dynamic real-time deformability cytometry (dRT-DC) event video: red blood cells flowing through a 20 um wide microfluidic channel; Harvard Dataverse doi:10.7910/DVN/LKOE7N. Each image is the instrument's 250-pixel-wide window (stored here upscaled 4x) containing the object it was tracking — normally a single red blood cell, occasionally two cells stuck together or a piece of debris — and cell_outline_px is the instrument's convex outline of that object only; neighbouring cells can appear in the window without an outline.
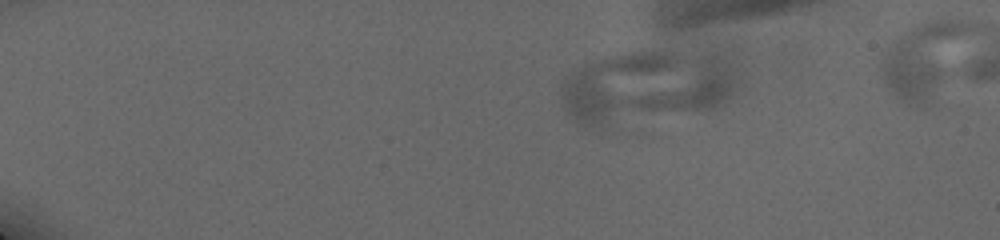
{"species": "human", "species_latin": "Homo sapiens", "temperature_condition": "cold", "stored_images_in_passage": 5, "camera_frame_rate_fps": 3000, "um_per_image_px": 0.085, "donor": {"sex": "male"}, "frame": {"image": 1, "passage_image": 1, "time_ms": 0.0, "image_size_px": [1000, 240], "cell_outline_px": [[732, 96], [724, 104], [712, 108], [604, 124], [584, 124], [576, 120], [564, 108], [560, 88], [560, 84], [564, 76], [584, 64], [604, 56], [628, 52], [664, 52], [712, 64], [728, 84]], "centroid_in_image_um": [54.49, 7.44], "position_along_channel_um": 30.5, "area_um2": 67.92}}